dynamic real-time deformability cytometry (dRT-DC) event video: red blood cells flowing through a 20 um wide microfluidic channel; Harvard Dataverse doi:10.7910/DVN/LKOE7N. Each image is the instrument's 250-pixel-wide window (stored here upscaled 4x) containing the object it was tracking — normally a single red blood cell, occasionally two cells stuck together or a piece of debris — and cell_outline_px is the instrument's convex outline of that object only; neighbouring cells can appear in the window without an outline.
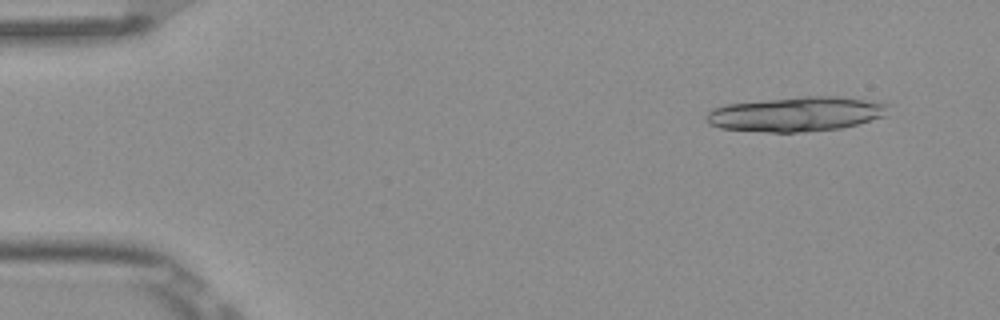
{"species": "Egyptian fruit bat (a non-hibernating species)", "species_latin": "Rousettus aegyptiacus", "temperature_condition": "room temperature", "stored_images_in_passage": 5, "camera_frame_rate_fps": 3000, "um_per_image_px": 0.085, "frame": {"image": 1, "passage_image": 2, "time_ms": 0.333, "image_size_px": [1000, 320], "cell_outline_px": [[888, 116], [840, 128], [804, 132], [768, 132], [720, 128], [708, 124], [704, 116], [712, 108], [724, 104], [804, 96], [836, 96], [864, 100], [888, 104]], "centroid_in_image_um": [67.64, 9.7], "position_along_channel_um": 17.4, "area_um2": 36.76}}
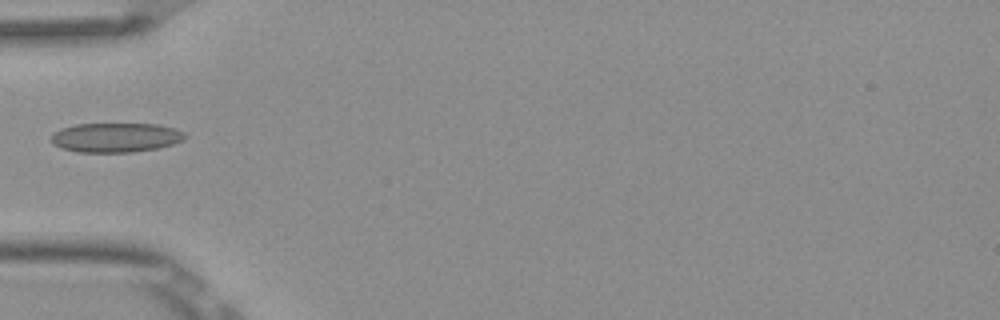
{"frame": {"image": 2, "passage_image": 5, "time_ms": 1.333, "image_size_px": [1000, 320], "cell_outline_px": [[188, 136], [184, 140], [172, 144], [156, 148], [132, 152], [80, 152], [64, 148], [52, 144], [52, 132], [60, 128], [76, 124], [160, 124], [176, 128], [184, 132]], "centroid_in_image_um": [9.86, 11.67], "position_along_channel_um": 75.1, "area_um2": 23.0}}